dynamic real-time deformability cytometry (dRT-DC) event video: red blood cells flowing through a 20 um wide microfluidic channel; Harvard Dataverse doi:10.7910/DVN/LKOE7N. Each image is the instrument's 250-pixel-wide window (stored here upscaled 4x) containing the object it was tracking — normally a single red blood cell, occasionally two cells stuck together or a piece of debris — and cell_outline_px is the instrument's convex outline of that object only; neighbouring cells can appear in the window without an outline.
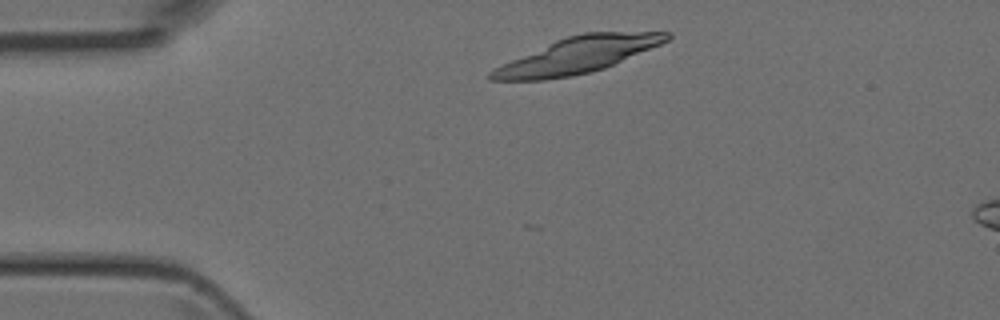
{"species": "Egyptian fruit bat (a non-hibernating species)", "species_latin": "Rousettus aegyptiacus", "temperature_condition": "room temperature", "stored_images_in_passage": 6, "camera_frame_rate_fps": 3000, "um_per_image_px": 0.085, "animal": {"sex": "female"}, "frame": {"image": 1, "passage_image": 3, "time_ms": 0.667, "image_size_px": [1000, 320], "cell_outline_px": [[672, 36], [668, 40], [660, 44], [604, 68], [592, 72], [544, 80], [488, 80], [488, 72], [512, 60], [556, 40], [568, 36], [584, 32], [672, 32]], "centroid_in_image_um": [49.11, 4.69], "position_along_channel_um": 35.9, "area_um2": 36.07}}